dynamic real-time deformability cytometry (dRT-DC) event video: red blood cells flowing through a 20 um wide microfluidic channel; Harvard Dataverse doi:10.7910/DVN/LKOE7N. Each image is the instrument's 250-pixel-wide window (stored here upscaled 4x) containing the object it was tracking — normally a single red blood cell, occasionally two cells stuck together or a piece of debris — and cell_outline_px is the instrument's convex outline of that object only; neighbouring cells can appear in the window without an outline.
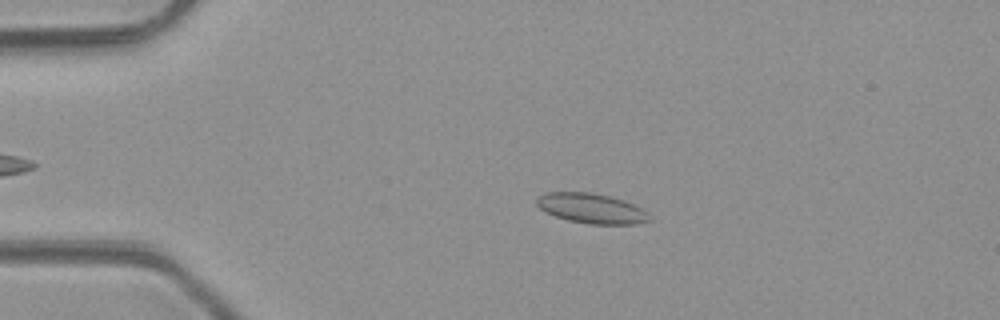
{"species": "common noctule bat (a hibernating species)", "species_latin": "Nyctalus noctula", "temperature_condition": "room temperature", "stored_images_in_passage": 4, "camera_frame_rate_fps": 3000, "um_per_image_px": 0.085, "animal": {"sex": "male", "body_mass_g": 23.1, "forearm_length_mm": 52.7}, "frame": {"image": 1, "passage_image": 2, "time_ms": 1.333, "image_size_px": [1000, 320], "cell_outline_px": [[652, 220], [636, 224], [588, 224], [568, 220], [544, 212], [536, 204], [536, 200], [544, 192], [592, 192], [624, 200], [640, 208]], "centroid_in_image_um": [50.23, 17.71], "position_along_channel_um": 34.8, "area_um2": 19.54}}
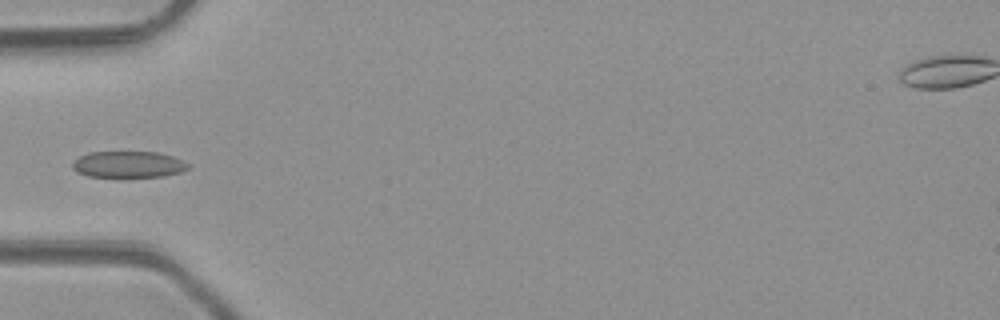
{"frame": {"image": 2, "passage_image": 3, "time_ms": 3.333, "image_size_px": [1000, 320], "cell_outline_px": [[188, 168], [180, 172], [164, 176], [88, 176], [76, 172], [72, 168], [72, 160], [88, 152], [156, 152], [172, 156], [188, 164]], "centroid_in_image_um": [10.84, 13.96], "position_along_channel_um": 74.2, "area_um2": 17.57}}
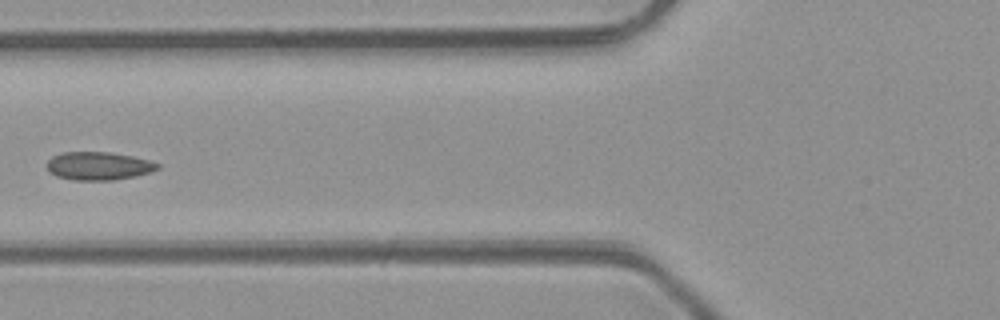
{"frame": {"image": 3, "passage_image": 4, "time_ms": 4.333, "image_size_px": [1000, 320], "cell_outline_px": [[160, 168], [152, 172], [136, 176], [112, 180], [72, 180], [56, 176], [48, 172], [48, 160], [52, 156], [60, 152], [112, 152], [132, 156], [148, 160], [160, 164]], "centroid_in_image_um": [8.38, 14.1], "position_along_channel_um": 117.4, "area_um2": 18.32}}